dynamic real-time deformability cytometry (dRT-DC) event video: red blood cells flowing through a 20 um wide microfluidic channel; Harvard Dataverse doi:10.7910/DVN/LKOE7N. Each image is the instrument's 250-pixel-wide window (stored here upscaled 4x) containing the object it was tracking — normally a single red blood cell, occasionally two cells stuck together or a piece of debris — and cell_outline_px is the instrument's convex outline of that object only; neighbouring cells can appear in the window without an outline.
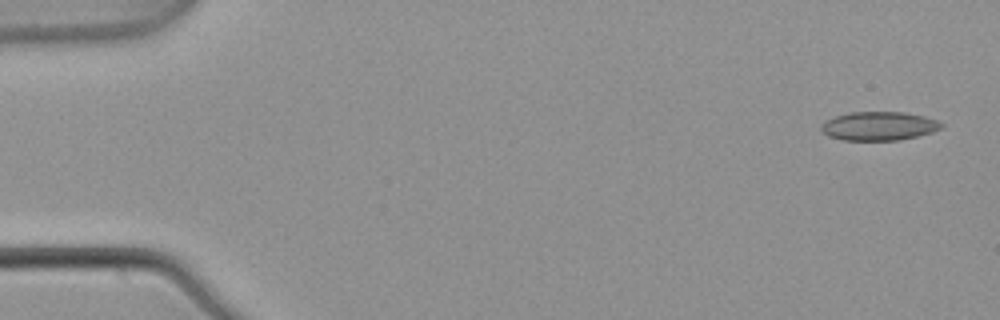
{"species": "common noctule bat (a hibernating species)", "species_latin": "Nyctalus noctula", "temperature_condition": "warm", "stored_images_in_passage": 6, "camera_frame_rate_fps": 3000, "um_per_image_px": 0.085, "animal": {"sex": "male", "body_mass_g": 21.5, "forearm_length_mm": 52.0}, "frame": {"image": 1, "passage_image": 1, "time_ms": 0.0, "image_size_px": [1000, 320], "cell_outline_px": [[944, 124], [940, 128], [932, 132], [900, 140], [844, 140], [828, 136], [820, 128], [824, 120], [848, 112], [904, 112], [924, 116], [936, 120]], "centroid_in_image_um": [74.68, 10.71], "position_along_channel_um": 10.3, "area_um2": 20.06}}
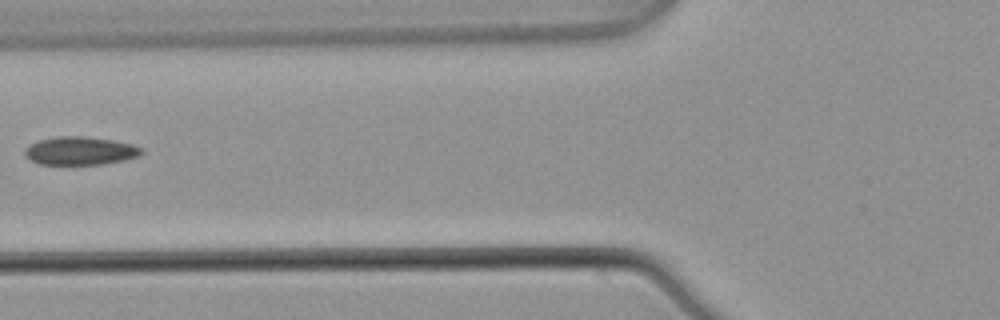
{"frame": {"image": 2, "passage_image": 5, "time_ms": 1.333, "image_size_px": [1000, 320], "cell_outline_px": [[144, 152], [140, 156], [124, 160], [104, 164], [40, 164], [32, 160], [24, 152], [24, 148], [40, 140], [56, 136], [84, 136], [112, 140], [132, 144], [144, 148]], "centroid_in_image_um": [6.88, 12.81], "position_along_channel_um": 118.9, "area_um2": 19.13}}
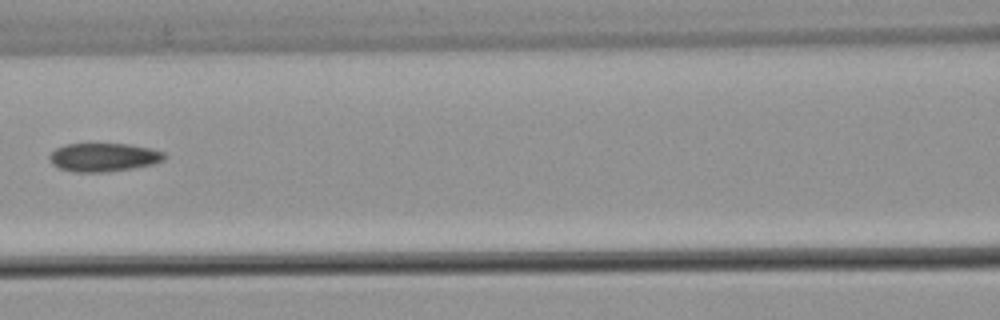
{"frame": {"image": 3, "passage_image": 6, "time_ms": 1.667, "image_size_px": [1000, 320], "cell_outline_px": [[168, 156], [164, 160], [152, 164], [132, 168], [104, 172], [76, 172], [60, 168], [52, 164], [48, 156], [56, 148], [64, 144], [128, 144], [152, 148], [164, 152]], "centroid_in_image_um": [8.83, 13.36], "position_along_channel_um": 157.8, "area_um2": 19.07}}